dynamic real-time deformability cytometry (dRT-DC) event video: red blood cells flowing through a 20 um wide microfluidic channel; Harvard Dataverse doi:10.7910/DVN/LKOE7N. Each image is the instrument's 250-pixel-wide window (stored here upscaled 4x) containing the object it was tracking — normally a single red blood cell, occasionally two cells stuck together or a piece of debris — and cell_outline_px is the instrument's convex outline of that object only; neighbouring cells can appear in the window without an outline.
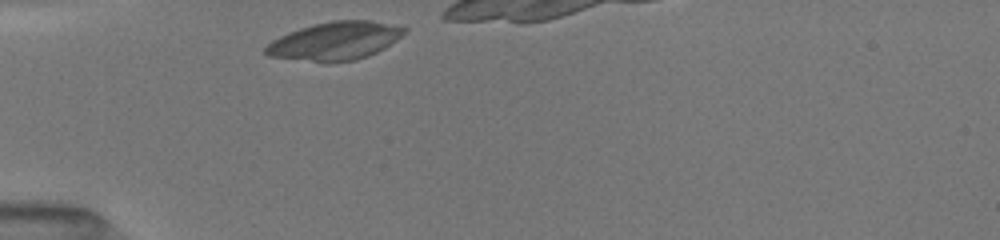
{"species": "common noctule bat (a hibernating species)", "species_latin": "Nyctalus noctula", "temperature_condition": "room temperature", "stored_images_in_passage": 9, "camera_frame_rate_fps": 3000, "um_per_image_px": 0.085, "animal": {"sex": "female", "body_mass_g": 19.5, "forearm_length_mm": 54.1}, "frame": {"image": 1, "passage_image": 1, "time_ms": 0.0, "image_size_px": [1000, 240], "cell_outline_px": [[408, 28], [396, 40], [384, 48], [368, 56], [356, 60], [328, 64], [324, 64], [268, 56], [264, 52], [264, 48], [272, 40], [288, 32], [312, 24], [332, 20], [368, 20]], "centroid_in_image_um": [28.42, 3.51], "position_along_channel_um": 56.6, "area_um2": 31.15}}
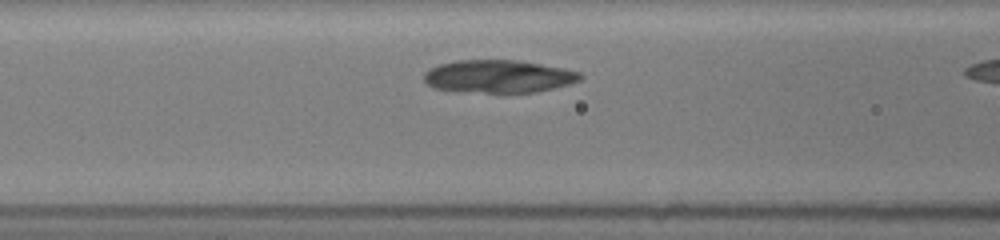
{"frame": {"image": 2, "passage_image": 7, "time_ms": 2.0, "image_size_px": [1000, 240], "cell_outline_px": [[584, 76], [580, 80], [568, 84], [536, 92], [484, 92], [432, 88], [424, 80], [424, 72], [440, 64], [452, 60], [516, 60], [564, 68], [580, 72]], "centroid_in_image_um": [42.38, 6.48], "position_along_channel_um": 124.2, "area_um2": 29.54}}